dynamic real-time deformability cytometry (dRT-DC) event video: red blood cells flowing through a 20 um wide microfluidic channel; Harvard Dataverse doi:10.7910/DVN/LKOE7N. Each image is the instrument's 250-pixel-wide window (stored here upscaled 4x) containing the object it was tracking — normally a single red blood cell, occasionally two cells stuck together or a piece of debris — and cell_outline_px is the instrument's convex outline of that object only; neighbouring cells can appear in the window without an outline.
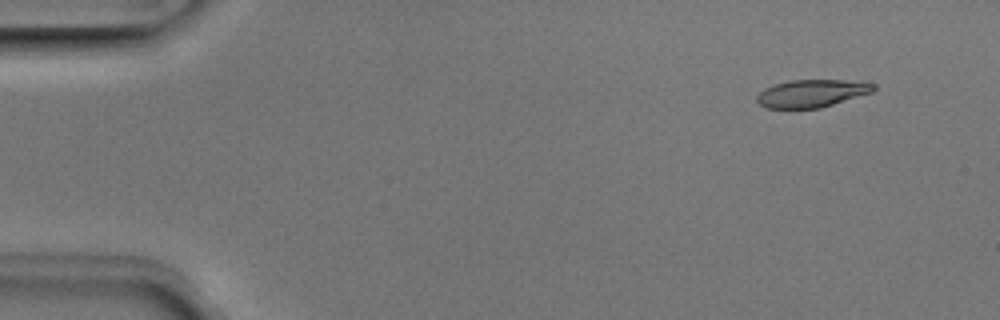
{"species": "Egyptian fruit bat (a non-hibernating species)", "species_latin": "Rousettus aegyptiacus", "temperature_condition": "room temperature", "stored_images_in_passage": 4, "camera_frame_rate_fps": 3000, "um_per_image_px": 0.085, "animal": {"sex": "male"}, "frame": {"image": 1, "passage_image": 1, "time_ms": 0.0, "image_size_px": [1000, 320], "cell_outline_px": [[876, 88], [872, 92], [820, 108], [764, 108], [756, 100], [756, 96], [764, 88], [776, 84], [792, 80], [844, 80], [876, 84]], "centroid_in_image_um": [68.97, 7.94], "position_along_channel_um": 16.0, "area_um2": 18.61}}
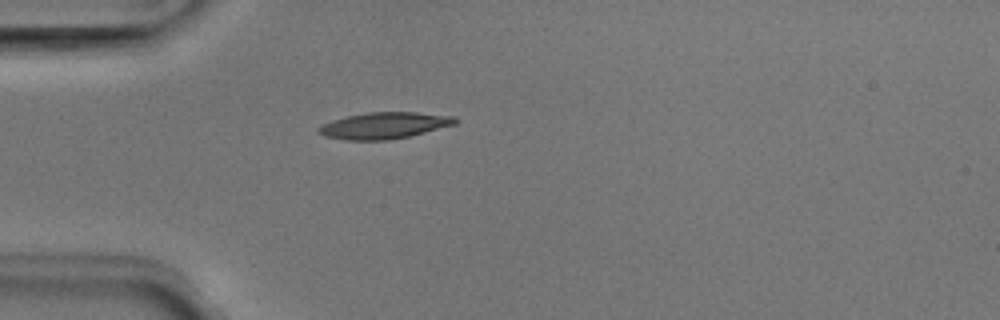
{"frame": {"image": 2, "passage_image": 4, "time_ms": 1.0, "image_size_px": [1000, 320], "cell_outline_px": [[460, 120], [456, 124], [408, 136], [388, 140], [348, 140], [324, 136], [316, 132], [316, 128], [332, 120], [348, 116], [368, 112], [416, 112], [456, 116]], "centroid_in_image_um": [32.67, 10.66], "position_along_channel_um": 52.3, "area_um2": 21.04}}